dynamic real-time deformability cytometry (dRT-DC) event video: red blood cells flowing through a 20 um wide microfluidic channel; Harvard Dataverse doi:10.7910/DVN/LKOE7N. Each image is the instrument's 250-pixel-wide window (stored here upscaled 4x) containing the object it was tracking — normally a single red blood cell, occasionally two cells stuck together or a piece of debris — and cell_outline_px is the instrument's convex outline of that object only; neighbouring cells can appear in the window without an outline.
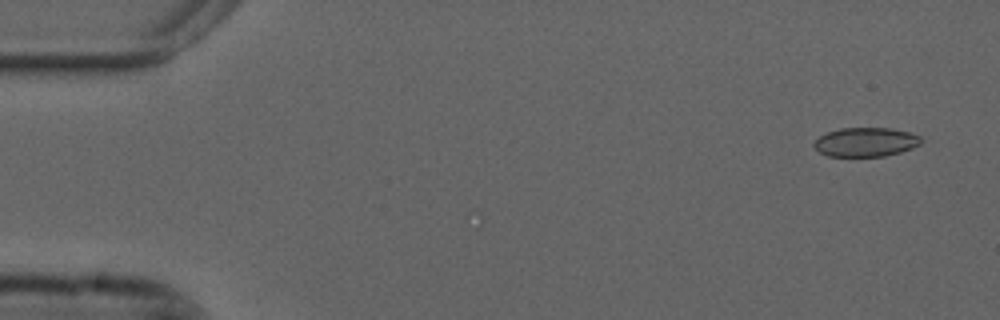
{"species": "common noctule bat (a hibernating species)", "species_latin": "Nyctalus noctula", "temperature_condition": "cold", "stored_images_in_passage": 15, "camera_frame_rate_fps": 3000, "um_per_image_px": 0.085, "animal": {"sex": "male", "forearm_length_mm": 52.5}, "frame": {"image": 1, "passage_image": 1, "time_ms": 0.0, "image_size_px": [1000, 320], "cell_outline_px": [[924, 140], [920, 144], [912, 148], [900, 152], [884, 156], [828, 156], [820, 152], [812, 144], [820, 136], [828, 132], [840, 128], [892, 128], [908, 132], [920, 136]], "centroid_in_image_um": [73.61, 12.07], "position_along_channel_um": 11.4, "area_um2": 18.09}}
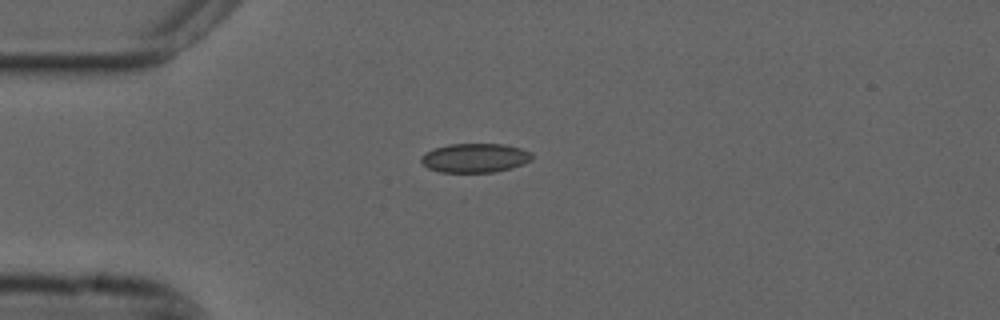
{"frame": {"image": 2, "passage_image": 12, "time_ms": 3.667, "image_size_px": [1000, 320], "cell_outline_px": [[532, 160], [524, 164], [512, 168], [492, 172], [440, 172], [428, 168], [420, 160], [428, 152], [436, 148], [448, 144], [504, 144], [520, 148], [532, 152]], "centroid_in_image_um": [40.43, 13.42], "position_along_channel_um": 44.6, "area_um2": 18.67}}